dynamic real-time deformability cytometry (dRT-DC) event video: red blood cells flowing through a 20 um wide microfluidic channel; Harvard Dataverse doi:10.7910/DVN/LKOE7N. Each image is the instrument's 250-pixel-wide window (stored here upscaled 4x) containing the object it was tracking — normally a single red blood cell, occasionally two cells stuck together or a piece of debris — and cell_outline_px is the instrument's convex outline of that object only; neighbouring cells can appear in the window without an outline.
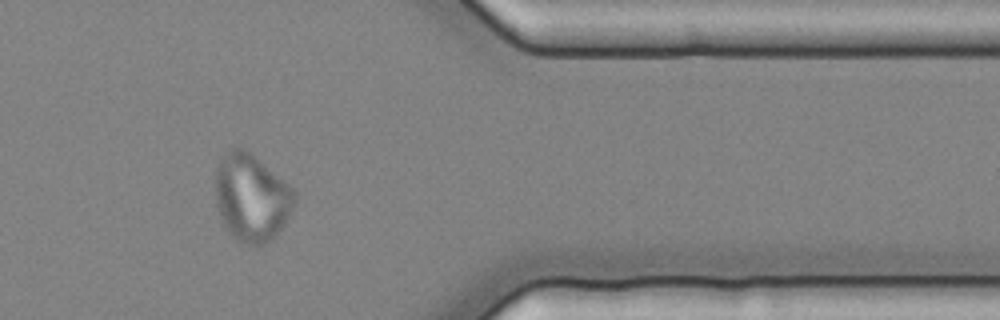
{"species": "common noctule bat (a hibernating species)", "species_latin": "Nyctalus noctula", "temperature_condition": "cold", "stored_images_in_passage": 38, "camera_frame_rate_fps": 3000, "um_per_image_px": 0.085, "animal": {"sex": "female", "body_mass_g": 25.1}, "frame": {"image": 1, "passage_image": 33, "time_ms": 10.667, "image_size_px": [1000, 320], "cell_outline_px": [[296, 200], [288, 216], [276, 236], [264, 244], [248, 244], [232, 236], [224, 224], [220, 216], [216, 204], [216, 168], [224, 152], [232, 148], [244, 148], [288, 184], [296, 192]], "centroid_in_image_um": [21.37, 16.79], "position_along_channel_um": 390.0, "area_um2": 39.71}}